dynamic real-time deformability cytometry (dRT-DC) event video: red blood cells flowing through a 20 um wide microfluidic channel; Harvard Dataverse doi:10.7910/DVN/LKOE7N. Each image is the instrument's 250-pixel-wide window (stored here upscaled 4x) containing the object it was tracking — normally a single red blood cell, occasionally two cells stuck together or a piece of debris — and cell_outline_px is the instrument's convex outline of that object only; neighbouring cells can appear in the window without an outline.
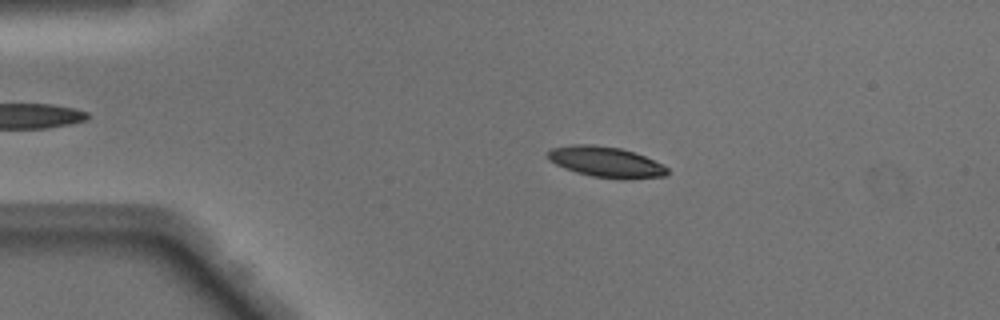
{"species": "Egyptian fruit bat (a non-hibernating species)", "species_latin": "Rousettus aegyptiacus", "temperature_condition": "warm", "stored_images_in_passage": 49, "camera_frame_rate_fps": 3000, "um_per_image_px": 0.085, "animal": {"sex": "male"}, "frame": {"image": 1, "passage_image": 10, "time_ms": 3.0, "image_size_px": [1000, 320], "cell_outline_px": [[668, 172], [664, 176], [592, 176], [576, 172], [564, 168], [556, 164], [548, 156], [548, 152], [552, 148], [572, 144], [596, 144], [620, 148], [636, 152], [668, 168]], "centroid_in_image_um": [51.42, 13.7], "position_along_channel_um": 33.6, "area_um2": 20.23}}
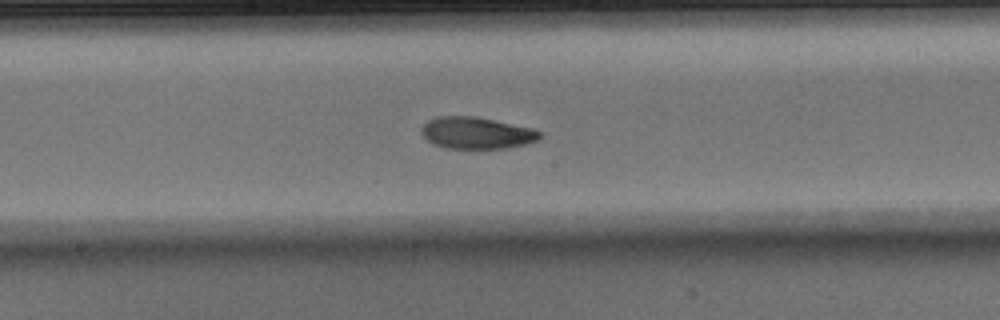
{"frame": {"image": 2, "passage_image": 26, "time_ms": 8.333, "image_size_px": [1000, 320], "cell_outline_px": [[544, 132], [540, 140], [528, 144], [508, 148], [444, 148], [432, 144], [420, 132], [420, 128], [428, 120], [436, 116], [476, 116], [532, 128]], "centroid_in_image_um": [40.54, 11.3], "position_along_channel_um": 207.7, "area_um2": 22.25}}
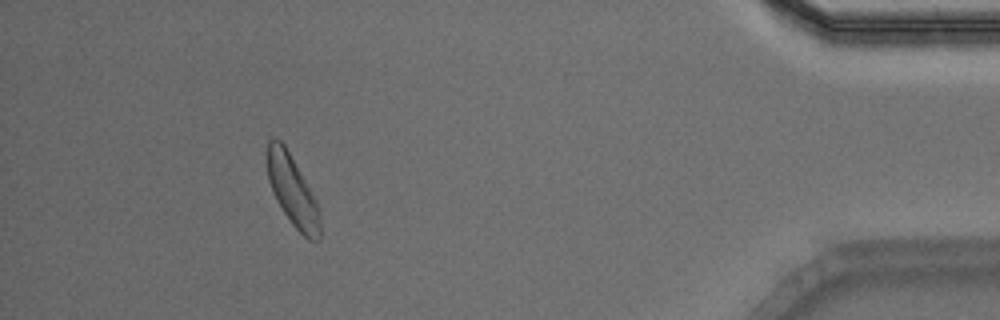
{"frame": {"image": 3, "passage_image": 45, "time_ms": 14.667, "image_size_px": [1000, 320], "cell_outline_px": [[320, 240], [308, 240], [292, 224], [276, 200], [272, 192], [268, 180], [264, 160], [268, 140], [272, 136], [276, 136], [284, 144], [316, 200], [320, 224]], "centroid_in_image_um": [24.78, 16.14], "position_along_channel_um": 410.4, "area_um2": 21.85}, "authors_computed_cell_mechanics": {"area_um2": 21.8484, "velocity_mm_per_s": 4.0828, "shape_relaxation_time_tau1_ms": 3.0022, "shape_relaxation_time_tau2_ms": 3.4999, "deformation_change_tau1": 0.1293, "deformation_change_tau2": 0.0932}}